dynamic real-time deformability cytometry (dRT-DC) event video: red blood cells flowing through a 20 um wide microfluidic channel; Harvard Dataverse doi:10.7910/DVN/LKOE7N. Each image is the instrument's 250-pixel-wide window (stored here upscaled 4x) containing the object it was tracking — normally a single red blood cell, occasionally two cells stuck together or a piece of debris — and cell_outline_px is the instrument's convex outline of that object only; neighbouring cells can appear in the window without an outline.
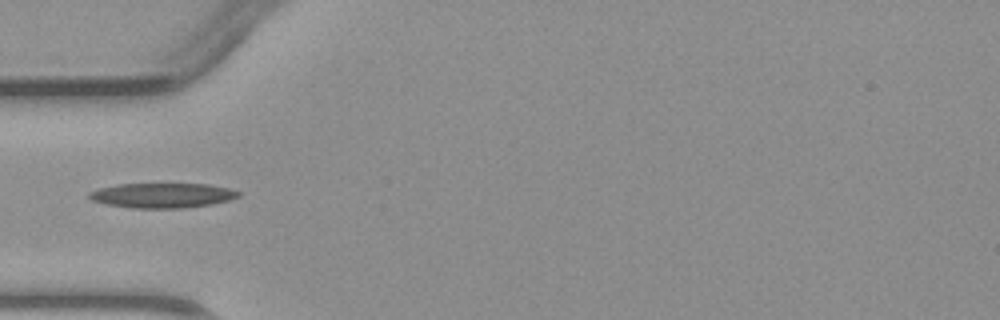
{"species": "common noctule bat (a hibernating species)", "species_latin": "Nyctalus noctula", "temperature_condition": "warm", "stored_images_in_passage": 4, "camera_frame_rate_fps": 3000, "um_per_image_px": 0.085, "animal": {"sex": "male", "body_mass_g": 23.1, "forearm_length_mm": 52.7}, "frame": {"image": 1, "passage_image": 4, "time_ms": 4.333, "image_size_px": [1000, 320], "cell_outline_px": [[244, 192], [240, 196], [228, 200], [212, 204], [180, 208], [132, 208], [108, 204], [92, 200], [88, 196], [88, 192], [100, 188], [120, 184], [208, 184], [228, 188]], "centroid_in_image_um": [13.84, 16.6], "position_along_channel_um": 71.2, "area_um2": 21.5}}